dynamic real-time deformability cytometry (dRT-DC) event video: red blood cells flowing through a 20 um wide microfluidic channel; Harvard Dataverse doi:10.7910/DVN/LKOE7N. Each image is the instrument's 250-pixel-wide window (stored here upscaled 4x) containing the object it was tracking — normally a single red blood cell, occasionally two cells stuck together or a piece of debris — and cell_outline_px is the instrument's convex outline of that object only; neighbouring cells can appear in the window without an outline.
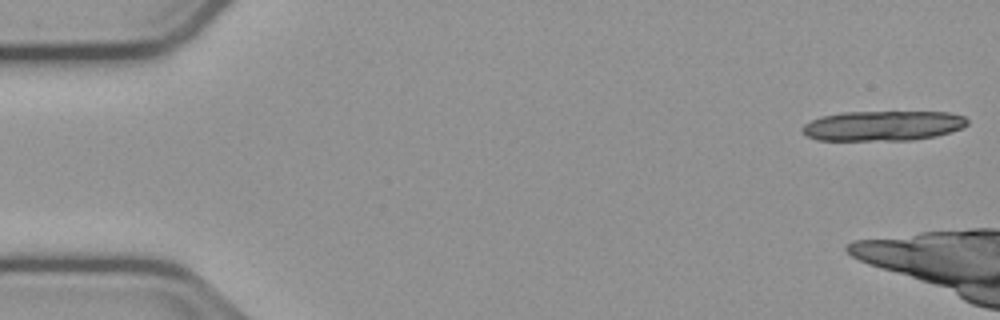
{"species": "common noctule bat (a hibernating species)", "species_latin": "Nyctalus noctula", "temperature_condition": "cold", "stored_images_in_passage": 7, "camera_frame_rate_fps": 3000, "um_per_image_px": 0.085, "animal": {"sex": "male", "body_mass_g": 23.1, "forearm_length_mm": 52.7}, "frame": {"image": 1, "passage_image": 1, "time_ms": 0.0, "image_size_px": [1000, 320], "cell_outline_px": [[968, 124], [964, 128], [936, 136], [912, 140], [816, 140], [804, 136], [800, 132], [800, 128], [804, 124], [820, 116], [840, 112], [948, 112], [964, 116], [968, 120]], "centroid_in_image_um": [75.01, 10.69], "position_along_channel_um": 10.0, "area_um2": 29.25}}